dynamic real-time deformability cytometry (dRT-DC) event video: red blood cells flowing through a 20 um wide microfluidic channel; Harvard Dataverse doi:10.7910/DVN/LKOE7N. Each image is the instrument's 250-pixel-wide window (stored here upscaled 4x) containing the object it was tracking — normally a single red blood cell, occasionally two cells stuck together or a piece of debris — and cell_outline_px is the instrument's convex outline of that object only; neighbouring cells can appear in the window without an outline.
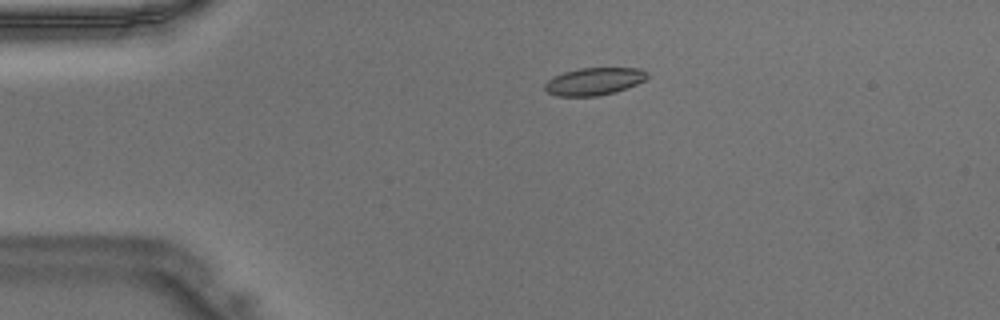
{"species": "Egyptian fruit bat (a non-hibernating species)", "species_latin": "Rousettus aegyptiacus", "temperature_condition": "warm", "stored_images_in_passage": 39, "camera_frame_rate_fps": 3000, "um_per_image_px": 0.085, "animal": {"sex": "male"}, "frame": {"image": 1, "passage_image": 2, "time_ms": 0.333, "image_size_px": [1000, 320], "cell_outline_px": [[648, 76], [644, 80], [636, 84], [616, 92], [596, 96], [556, 96], [548, 92], [544, 88], [544, 84], [548, 80], [564, 72], [580, 68], [640, 68], [648, 72]], "centroid_in_image_um": [50.51, 6.92], "position_along_channel_um": 34.5, "area_um2": 16.3}}
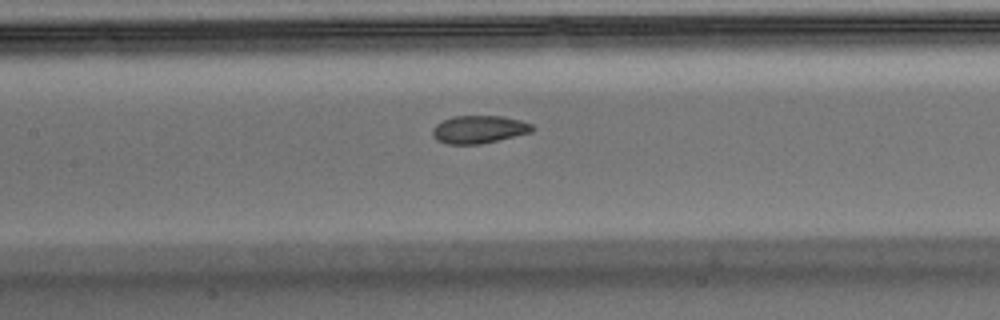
{"frame": {"image": 2, "passage_image": 14, "time_ms": 4.333, "image_size_px": [1000, 320], "cell_outline_px": [[536, 128], [532, 132], [480, 144], [448, 144], [436, 140], [432, 136], [432, 128], [436, 124], [452, 116], [504, 116], [520, 120], [532, 124]], "centroid_in_image_um": [40.71, 11.0], "position_along_channel_um": 166.7, "area_um2": 16.24}}
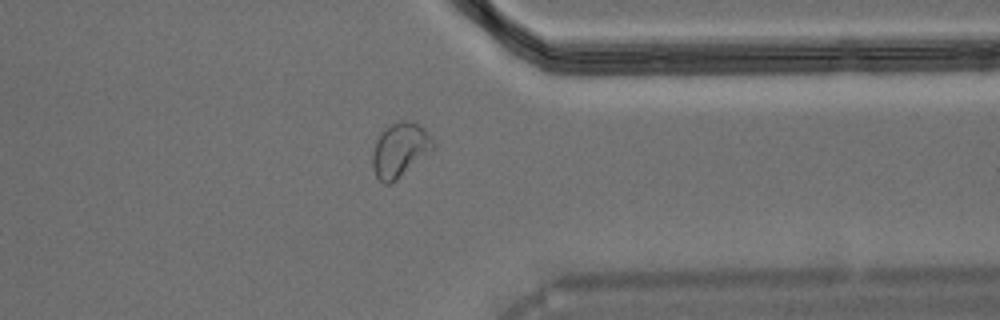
{"frame": {"image": 3, "passage_image": 29, "time_ms": 9.333, "image_size_px": [1000, 320], "cell_outline_px": [[436, 148], [432, 152], [396, 180], [388, 184], [384, 184], [376, 176], [372, 168], [372, 152], [376, 140], [380, 132], [384, 128], [400, 120], [412, 120], [424, 128], [432, 136], [436, 144]], "centroid_in_image_um": [34.03, 12.72], "position_along_channel_um": 377.4, "area_um2": 19.65}}